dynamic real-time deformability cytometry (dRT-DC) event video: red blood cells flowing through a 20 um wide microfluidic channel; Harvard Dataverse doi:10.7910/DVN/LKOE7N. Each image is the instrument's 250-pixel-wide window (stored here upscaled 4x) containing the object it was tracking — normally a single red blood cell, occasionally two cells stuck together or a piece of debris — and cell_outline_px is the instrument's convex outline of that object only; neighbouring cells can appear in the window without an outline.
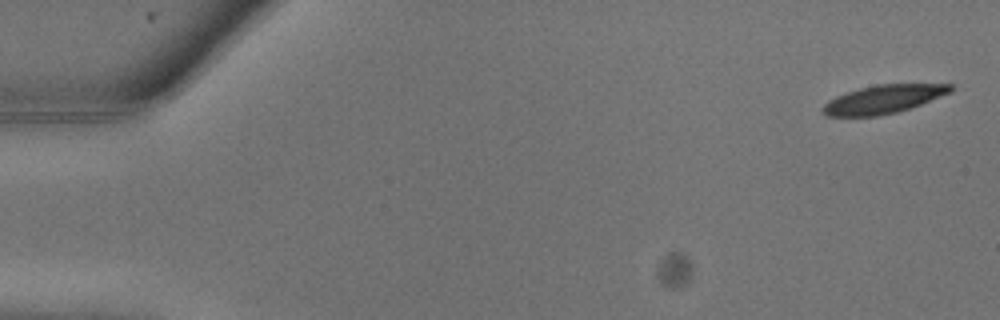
{"species": "common noctule bat (a hibernating species)", "species_latin": "Nyctalus noctula", "temperature_condition": "warm", "stored_images_in_passage": 11, "camera_frame_rate_fps": 3000, "um_per_image_px": 0.085, "animal": {"sex": "male", "body_mass_g": 13.3}, "frame": {"image": 1, "passage_image": 1, "time_ms": 0.0, "image_size_px": [1000, 320], "cell_outline_px": [[956, 88], [952, 92], [920, 104], [896, 112], [876, 116], [824, 116], [820, 112], [820, 108], [828, 100], [836, 96], [860, 88], [880, 84], [952, 84]], "centroid_in_image_um": [75.06, 8.44], "position_along_channel_um": 9.9, "area_um2": 21.1}}
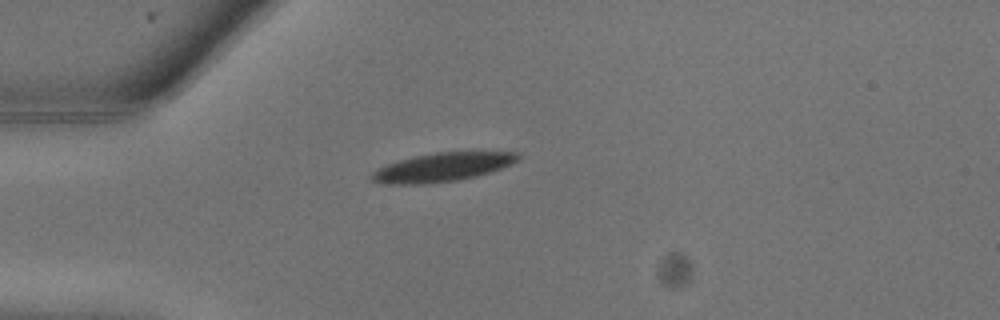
{"frame": {"image": 2, "passage_image": 7, "time_ms": 2.0, "image_size_px": [1000, 320], "cell_outline_px": [[520, 160], [512, 164], [476, 176], [456, 180], [424, 184], [380, 184], [372, 180], [368, 176], [372, 172], [388, 164], [400, 160], [416, 156], [436, 152], [516, 152], [520, 156]], "centroid_in_image_um": [37.58, 14.22], "position_along_channel_um": 47.4, "area_um2": 24.22}}
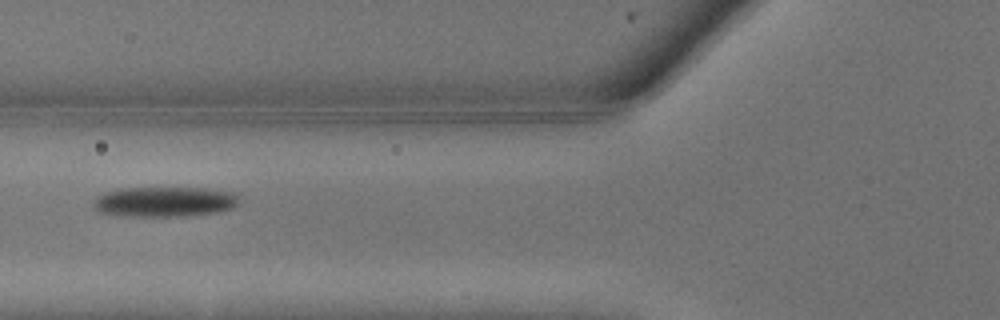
{"frame": {"image": 3, "passage_image": 10, "time_ms": 3.0, "image_size_px": [1000, 320], "cell_outline_px": [[240, 200], [232, 208], [220, 212], [188, 216], [116, 216], [96, 212], [92, 208], [92, 204], [96, 196], [104, 192], [120, 188], [204, 188], [232, 192], [240, 196]], "centroid_in_image_um": [13.93, 17.16], "position_along_channel_um": 111.9, "area_um2": 26.13}}